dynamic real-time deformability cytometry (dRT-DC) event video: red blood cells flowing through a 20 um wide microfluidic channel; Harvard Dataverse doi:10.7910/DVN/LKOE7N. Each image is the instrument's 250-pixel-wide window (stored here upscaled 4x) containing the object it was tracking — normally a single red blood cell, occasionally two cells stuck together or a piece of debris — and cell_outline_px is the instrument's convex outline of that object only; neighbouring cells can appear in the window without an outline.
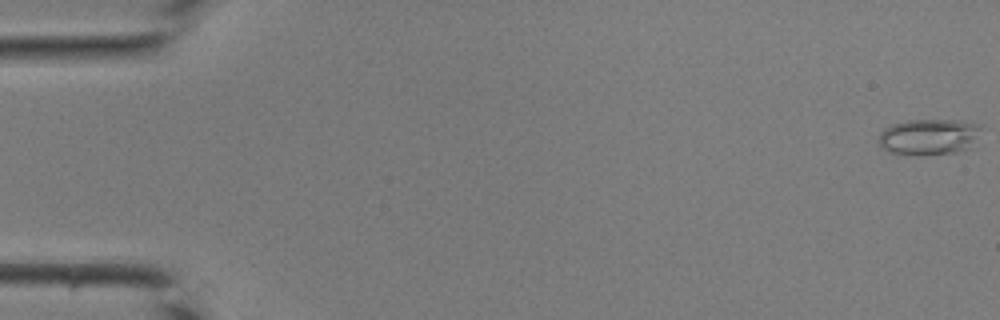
{"species": "common noctule bat (a hibernating species)", "species_latin": "Nyctalus noctula", "temperature_condition": "room temperature", "stored_images_in_passage": 44, "segment_of_instrument_passage": [1, 2], "camera_frame_rate_fps": 3000, "um_per_image_px": 0.085, "animal": {"sex": "male", "body_mass_g": 19.0, "forearm_length_mm": 50.8}, "frame": {"image": 1, "passage_image": 1, "time_ms": 0.0, "image_size_px": [1000, 320], "cell_outline_px": [[980, 128], [972, 140], [964, 148], [956, 152], [888, 152], [880, 148], [880, 132], [884, 128], [892, 124], [908, 120], [960, 120], [976, 124]], "centroid_in_image_um": [78.86, 11.56], "position_along_channel_um": 6.1, "area_um2": 20.11}}
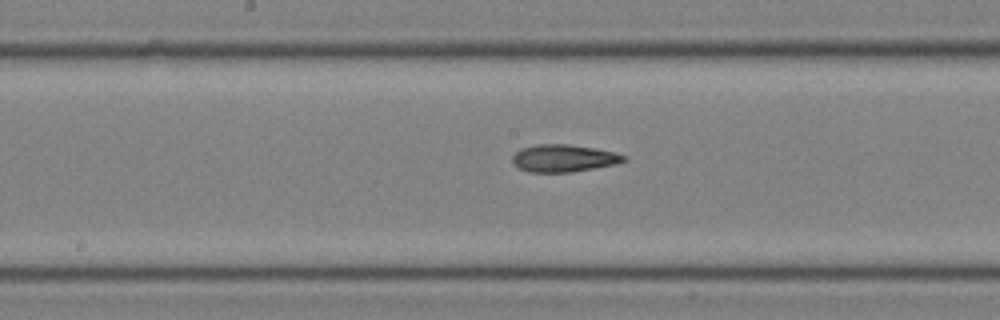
{"frame": {"image": 2, "passage_image": 23, "time_ms": 7.333, "image_size_px": [1000, 320], "cell_outline_px": [[628, 160], [616, 164], [572, 172], [528, 172], [512, 164], [512, 156], [520, 148], [536, 144], [568, 144], [596, 148], [616, 152], [628, 156]], "centroid_in_image_um": [47.93, 13.44], "position_along_channel_um": 200.3, "area_um2": 18.03}}
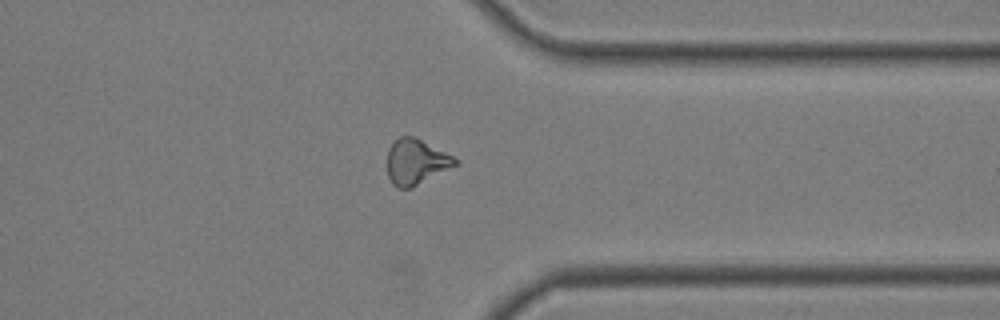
{"frame": {"image": 3, "passage_image": 34, "time_ms": 11.0, "image_size_px": [1000, 320], "cell_outline_px": [[460, 164], [412, 188], [396, 188], [392, 184], [388, 176], [388, 148], [400, 136], [412, 136], [460, 160]], "centroid_in_image_um": [35.38, 13.79], "position_along_channel_um": 376.0, "area_um2": 17.92}}